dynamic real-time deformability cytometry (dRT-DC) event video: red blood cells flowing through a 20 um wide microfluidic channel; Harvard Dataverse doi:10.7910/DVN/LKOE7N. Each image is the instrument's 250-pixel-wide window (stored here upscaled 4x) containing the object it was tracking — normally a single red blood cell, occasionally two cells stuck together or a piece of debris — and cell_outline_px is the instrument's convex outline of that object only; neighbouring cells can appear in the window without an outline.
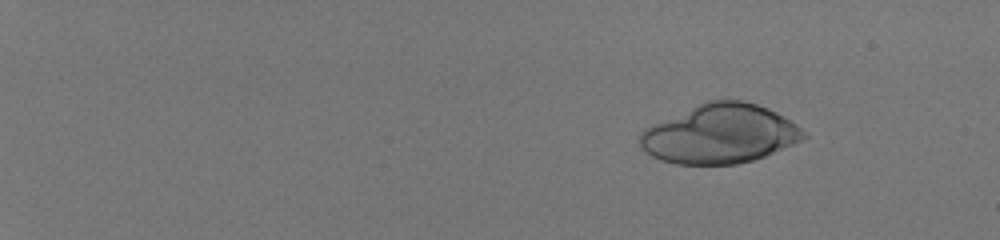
{"species": "human", "species_latin": "Homo sapiens", "temperature_condition": "room temperature", "stored_images_in_passage": 32, "camera_frame_rate_fps": 3000, "um_per_image_px": 0.085, "donor": {"sex": "male"}, "frame": {"image": 1, "passage_image": 1, "time_ms": 0.0, "image_size_px": [1000, 240], "cell_outline_px": [[808, 136], [792, 144], [764, 156], [752, 160], [736, 164], [676, 164], [660, 160], [644, 152], [640, 148], [640, 132], [644, 128], [652, 124], [708, 100], [744, 100], [768, 108], [792, 120]], "centroid_in_image_um": [61.16, 11.38], "position_along_channel_um": 23.8, "area_um2": 56.18}}
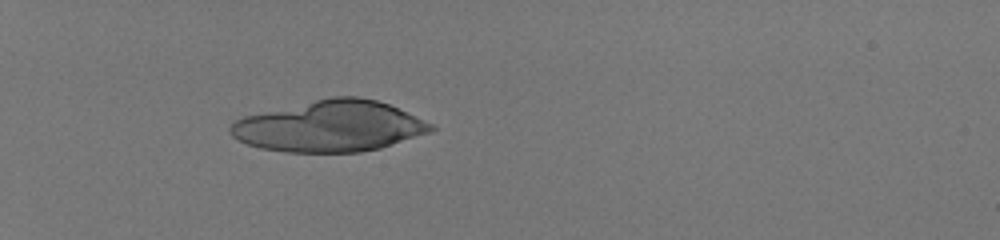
{"frame": {"image": 2, "passage_image": 14, "time_ms": 4.333, "image_size_px": [1000, 240], "cell_outline_px": [[436, 128], [432, 132], [380, 148], [360, 152], [288, 152], [260, 148], [248, 144], [232, 136], [228, 132], [228, 128], [236, 120], [244, 116], [332, 96], [356, 96], [376, 100], [388, 104], [432, 124]], "centroid_in_image_um": [28.03, 10.74], "position_along_channel_um": 57.0, "area_um2": 59.25}}